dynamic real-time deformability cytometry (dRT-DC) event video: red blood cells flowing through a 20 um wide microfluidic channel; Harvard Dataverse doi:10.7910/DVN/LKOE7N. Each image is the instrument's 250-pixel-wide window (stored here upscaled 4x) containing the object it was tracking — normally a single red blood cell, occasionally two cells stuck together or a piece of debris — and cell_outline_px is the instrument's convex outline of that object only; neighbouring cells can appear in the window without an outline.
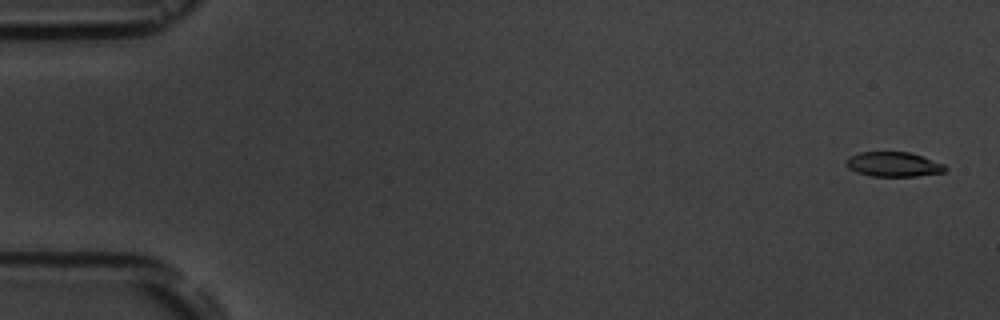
{"species": "common noctule bat (a hibernating species)", "species_latin": "Nyctalus noctula", "temperature_condition": "room temperature", "stored_images_in_passage": 8, "camera_frame_rate_fps": 3000, "um_per_image_px": 0.085, "animal": {"sex": "male", "body_mass_g": 19.5, "forearm_length_mm": 54.6}, "frame": {"image": 1, "passage_image": 1, "time_ms": 0.0, "image_size_px": [1000, 320], "cell_outline_px": [[948, 168], [944, 172], [916, 176], [872, 176], [856, 172], [848, 168], [844, 164], [848, 156], [860, 152], [908, 152], [944, 164]], "centroid_in_image_um": [75.9, 13.97], "position_along_channel_um": 9.1, "area_um2": 14.22}}
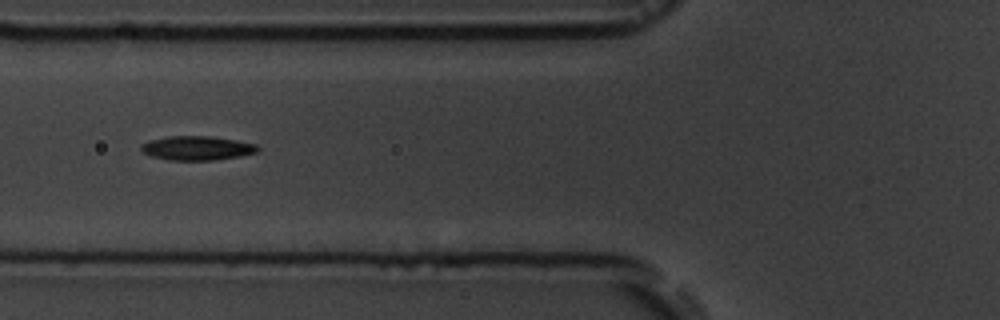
{"frame": {"image": 2, "passage_image": 7, "time_ms": 6.667, "image_size_px": [1000, 320], "cell_outline_px": [[260, 148], [256, 152], [236, 156], [212, 160], [168, 160], [152, 156], [140, 152], [140, 144], [148, 140], [168, 136], [212, 136], [236, 140], [256, 144]], "centroid_in_image_um": [16.67, 12.58], "position_along_channel_um": 109.1, "area_um2": 16.42}}
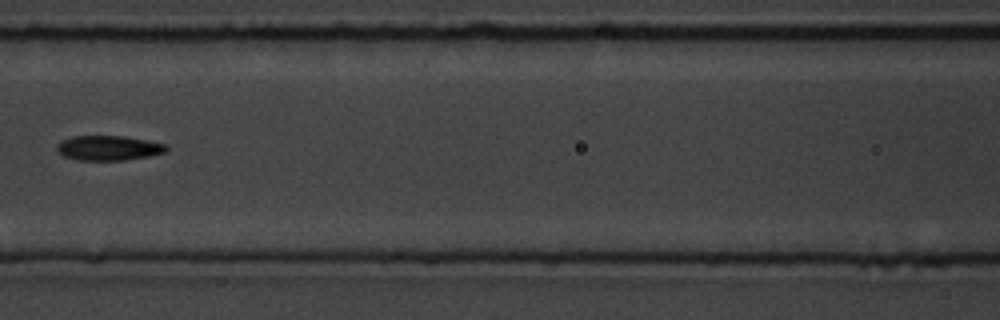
{"frame": {"image": 3, "passage_image": 8, "time_ms": 8.0, "image_size_px": [1000, 320], "cell_outline_px": [[168, 148], [164, 152], [148, 156], [124, 160], [80, 160], [64, 156], [56, 148], [56, 144], [60, 140], [72, 136], [124, 136], [168, 144]], "centroid_in_image_um": [9.21, 12.57], "position_along_channel_um": 157.4, "area_um2": 15.78}}